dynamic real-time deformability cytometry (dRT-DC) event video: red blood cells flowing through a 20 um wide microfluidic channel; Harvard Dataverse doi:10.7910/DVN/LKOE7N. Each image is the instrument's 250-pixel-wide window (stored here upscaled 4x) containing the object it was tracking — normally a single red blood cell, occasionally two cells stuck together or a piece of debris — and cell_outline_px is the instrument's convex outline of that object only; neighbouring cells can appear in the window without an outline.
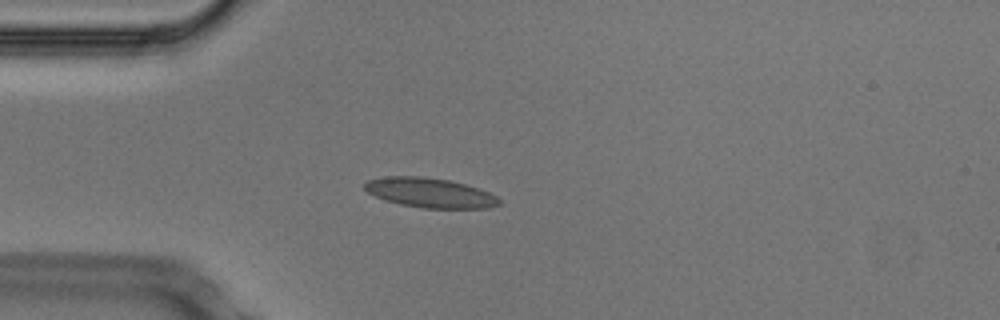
{"species": "Egyptian fruit bat (a non-hibernating species)", "species_latin": "Rousettus aegyptiacus", "temperature_condition": "cold", "stored_images_in_passage": 38, "camera_frame_rate_fps": 3000, "um_per_image_px": 0.085, "animal": {"sex": "male"}, "frame": {"image": 1, "passage_image": 3, "time_ms": 0.667, "image_size_px": [1000, 320], "cell_outline_px": [[500, 204], [492, 208], [424, 208], [400, 204], [384, 200], [368, 192], [364, 188], [364, 184], [368, 180], [388, 176], [420, 176], [448, 180], [480, 188], [496, 196], [500, 200]], "centroid_in_image_um": [36.56, 16.39], "position_along_channel_um": 48.4, "area_um2": 23.18}}
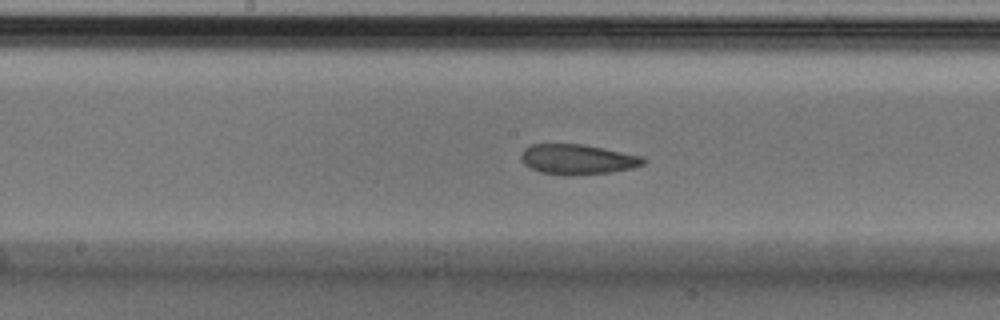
{"frame": {"image": 2, "passage_image": 16, "time_ms": 5.0, "image_size_px": [1000, 320], "cell_outline_px": [[648, 160], [644, 164], [632, 168], [608, 172], [572, 176], [564, 176], [540, 172], [524, 164], [520, 160], [520, 156], [524, 148], [532, 144], [584, 144], [644, 156]], "centroid_in_image_um": [49.1, 13.54], "position_along_channel_um": 199.1, "area_um2": 21.73}}
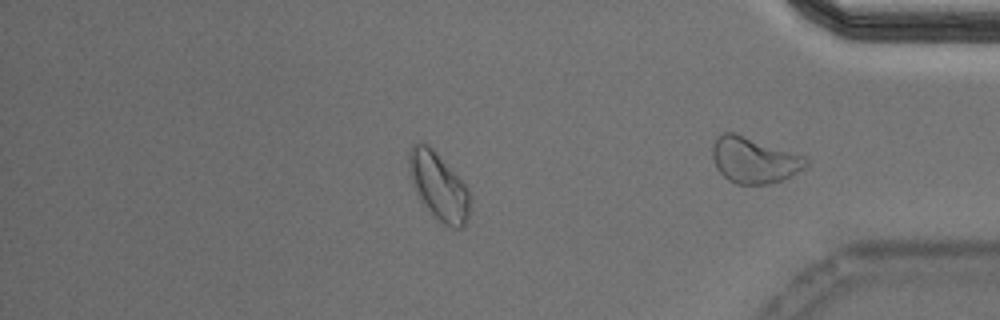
{"frame": {"image": 3, "passage_image": 30, "time_ms": 9.667, "image_size_px": [1000, 320], "cell_outline_px": [[472, 200], [468, 220], [464, 228], [452, 228], [444, 224], [432, 216], [420, 200], [412, 184], [408, 168], [408, 152], [412, 144], [420, 140], [428, 144], [432, 148], [468, 188], [472, 196]], "centroid_in_image_um": [37.29, 15.85], "position_along_channel_um": 397.9, "area_um2": 24.51}, "authors_computed_cell_mechanics": {"area_um2": 22.1663, "velocity_mm_per_s": 3.7247, "shape_relaxation_time_tau1_ms": null, "shape_relaxation_time_tau2_ms": 2.1919, "deformation_change_tau1": null, "deformation_change_tau2": 0.0868}}